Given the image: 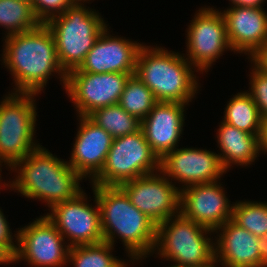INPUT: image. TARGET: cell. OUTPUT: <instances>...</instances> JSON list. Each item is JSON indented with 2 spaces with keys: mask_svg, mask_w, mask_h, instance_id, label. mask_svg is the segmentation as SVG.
I'll use <instances>...</instances> for the list:
<instances>
[{
  "mask_svg": "<svg viewBox=\"0 0 267 267\" xmlns=\"http://www.w3.org/2000/svg\"><path fill=\"white\" fill-rule=\"evenodd\" d=\"M23 1H26L28 2L29 4H32L33 0H23Z\"/></svg>",
  "mask_w": 267,
  "mask_h": 267,
  "instance_id": "obj_40",
  "label": "cell"
},
{
  "mask_svg": "<svg viewBox=\"0 0 267 267\" xmlns=\"http://www.w3.org/2000/svg\"><path fill=\"white\" fill-rule=\"evenodd\" d=\"M165 49L143 44L138 51L135 75L153 92L157 102L188 104L200 87L194 74L198 71L184 53Z\"/></svg>",
  "mask_w": 267,
  "mask_h": 267,
  "instance_id": "obj_4",
  "label": "cell"
},
{
  "mask_svg": "<svg viewBox=\"0 0 267 267\" xmlns=\"http://www.w3.org/2000/svg\"><path fill=\"white\" fill-rule=\"evenodd\" d=\"M35 96L9 92L0 101V163L4 162L9 169L41 146L34 137L37 131Z\"/></svg>",
  "mask_w": 267,
  "mask_h": 267,
  "instance_id": "obj_7",
  "label": "cell"
},
{
  "mask_svg": "<svg viewBox=\"0 0 267 267\" xmlns=\"http://www.w3.org/2000/svg\"><path fill=\"white\" fill-rule=\"evenodd\" d=\"M200 8L188 25L186 59L199 73L208 72L224 51H232L223 14L212 7Z\"/></svg>",
  "mask_w": 267,
  "mask_h": 267,
  "instance_id": "obj_9",
  "label": "cell"
},
{
  "mask_svg": "<svg viewBox=\"0 0 267 267\" xmlns=\"http://www.w3.org/2000/svg\"><path fill=\"white\" fill-rule=\"evenodd\" d=\"M3 47L1 60L15 83L11 92L38 96L48 80L57 73L65 89L67 73L59 63L55 40L46 24L4 37Z\"/></svg>",
  "mask_w": 267,
  "mask_h": 267,
  "instance_id": "obj_1",
  "label": "cell"
},
{
  "mask_svg": "<svg viewBox=\"0 0 267 267\" xmlns=\"http://www.w3.org/2000/svg\"><path fill=\"white\" fill-rule=\"evenodd\" d=\"M160 171V159L152 151L140 129L136 133L113 139L105 164L89 183L120 186L135 178Z\"/></svg>",
  "mask_w": 267,
  "mask_h": 267,
  "instance_id": "obj_8",
  "label": "cell"
},
{
  "mask_svg": "<svg viewBox=\"0 0 267 267\" xmlns=\"http://www.w3.org/2000/svg\"><path fill=\"white\" fill-rule=\"evenodd\" d=\"M221 13L232 51L249 57L267 40V12L263 7L231 5Z\"/></svg>",
  "mask_w": 267,
  "mask_h": 267,
  "instance_id": "obj_19",
  "label": "cell"
},
{
  "mask_svg": "<svg viewBox=\"0 0 267 267\" xmlns=\"http://www.w3.org/2000/svg\"><path fill=\"white\" fill-rule=\"evenodd\" d=\"M223 122L249 134H259L262 116L253 98L246 92H238L228 101Z\"/></svg>",
  "mask_w": 267,
  "mask_h": 267,
  "instance_id": "obj_22",
  "label": "cell"
},
{
  "mask_svg": "<svg viewBox=\"0 0 267 267\" xmlns=\"http://www.w3.org/2000/svg\"><path fill=\"white\" fill-rule=\"evenodd\" d=\"M266 0H239L235 5L249 6V7H262Z\"/></svg>",
  "mask_w": 267,
  "mask_h": 267,
  "instance_id": "obj_34",
  "label": "cell"
},
{
  "mask_svg": "<svg viewBox=\"0 0 267 267\" xmlns=\"http://www.w3.org/2000/svg\"><path fill=\"white\" fill-rule=\"evenodd\" d=\"M40 25L32 5L23 0H0V26L5 28V37L27 32Z\"/></svg>",
  "mask_w": 267,
  "mask_h": 267,
  "instance_id": "obj_25",
  "label": "cell"
},
{
  "mask_svg": "<svg viewBox=\"0 0 267 267\" xmlns=\"http://www.w3.org/2000/svg\"><path fill=\"white\" fill-rule=\"evenodd\" d=\"M2 211L0 209V246L13 258L17 250V231L13 235L9 222Z\"/></svg>",
  "mask_w": 267,
  "mask_h": 267,
  "instance_id": "obj_30",
  "label": "cell"
},
{
  "mask_svg": "<svg viewBox=\"0 0 267 267\" xmlns=\"http://www.w3.org/2000/svg\"><path fill=\"white\" fill-rule=\"evenodd\" d=\"M157 103L153 92L135 75L127 79L118 104L142 121Z\"/></svg>",
  "mask_w": 267,
  "mask_h": 267,
  "instance_id": "obj_26",
  "label": "cell"
},
{
  "mask_svg": "<svg viewBox=\"0 0 267 267\" xmlns=\"http://www.w3.org/2000/svg\"><path fill=\"white\" fill-rule=\"evenodd\" d=\"M78 119L74 148L67 162L83 179L92 181L102 170L114 138L87 116Z\"/></svg>",
  "mask_w": 267,
  "mask_h": 267,
  "instance_id": "obj_17",
  "label": "cell"
},
{
  "mask_svg": "<svg viewBox=\"0 0 267 267\" xmlns=\"http://www.w3.org/2000/svg\"><path fill=\"white\" fill-rule=\"evenodd\" d=\"M31 5L40 24H46L52 18L63 14L74 5V2L72 0H33Z\"/></svg>",
  "mask_w": 267,
  "mask_h": 267,
  "instance_id": "obj_29",
  "label": "cell"
},
{
  "mask_svg": "<svg viewBox=\"0 0 267 267\" xmlns=\"http://www.w3.org/2000/svg\"><path fill=\"white\" fill-rule=\"evenodd\" d=\"M219 181L188 186L180 191V213L215 232L232 219L233 204Z\"/></svg>",
  "mask_w": 267,
  "mask_h": 267,
  "instance_id": "obj_15",
  "label": "cell"
},
{
  "mask_svg": "<svg viewBox=\"0 0 267 267\" xmlns=\"http://www.w3.org/2000/svg\"><path fill=\"white\" fill-rule=\"evenodd\" d=\"M160 172L171 181L181 182L180 191L196 184L221 180L223 169L216 152L198 148H176L160 159Z\"/></svg>",
  "mask_w": 267,
  "mask_h": 267,
  "instance_id": "obj_14",
  "label": "cell"
},
{
  "mask_svg": "<svg viewBox=\"0 0 267 267\" xmlns=\"http://www.w3.org/2000/svg\"><path fill=\"white\" fill-rule=\"evenodd\" d=\"M87 117L113 138L136 133L141 128V121L119 104L96 109Z\"/></svg>",
  "mask_w": 267,
  "mask_h": 267,
  "instance_id": "obj_24",
  "label": "cell"
},
{
  "mask_svg": "<svg viewBox=\"0 0 267 267\" xmlns=\"http://www.w3.org/2000/svg\"><path fill=\"white\" fill-rule=\"evenodd\" d=\"M114 246L106 241L71 246L68 262L73 267H128V262L112 254Z\"/></svg>",
  "mask_w": 267,
  "mask_h": 267,
  "instance_id": "obj_23",
  "label": "cell"
},
{
  "mask_svg": "<svg viewBox=\"0 0 267 267\" xmlns=\"http://www.w3.org/2000/svg\"><path fill=\"white\" fill-rule=\"evenodd\" d=\"M65 244V245H64ZM70 246L46 214L17 231L13 264L25 260L31 267H64Z\"/></svg>",
  "mask_w": 267,
  "mask_h": 267,
  "instance_id": "obj_10",
  "label": "cell"
},
{
  "mask_svg": "<svg viewBox=\"0 0 267 267\" xmlns=\"http://www.w3.org/2000/svg\"><path fill=\"white\" fill-rule=\"evenodd\" d=\"M229 1H231V5H235L239 0H229Z\"/></svg>",
  "mask_w": 267,
  "mask_h": 267,
  "instance_id": "obj_39",
  "label": "cell"
},
{
  "mask_svg": "<svg viewBox=\"0 0 267 267\" xmlns=\"http://www.w3.org/2000/svg\"><path fill=\"white\" fill-rule=\"evenodd\" d=\"M72 1L74 2V4H85L86 2L88 3V1L90 2L91 0H72Z\"/></svg>",
  "mask_w": 267,
  "mask_h": 267,
  "instance_id": "obj_37",
  "label": "cell"
},
{
  "mask_svg": "<svg viewBox=\"0 0 267 267\" xmlns=\"http://www.w3.org/2000/svg\"><path fill=\"white\" fill-rule=\"evenodd\" d=\"M212 233L179 213L157 225L153 253L157 251L159 258L173 261L170 267L215 265Z\"/></svg>",
  "mask_w": 267,
  "mask_h": 267,
  "instance_id": "obj_6",
  "label": "cell"
},
{
  "mask_svg": "<svg viewBox=\"0 0 267 267\" xmlns=\"http://www.w3.org/2000/svg\"><path fill=\"white\" fill-rule=\"evenodd\" d=\"M135 73H87L79 68L67 73L65 91L78 116L118 104L125 83Z\"/></svg>",
  "mask_w": 267,
  "mask_h": 267,
  "instance_id": "obj_11",
  "label": "cell"
},
{
  "mask_svg": "<svg viewBox=\"0 0 267 267\" xmlns=\"http://www.w3.org/2000/svg\"><path fill=\"white\" fill-rule=\"evenodd\" d=\"M108 26L87 53L79 69L87 73H135L138 51L143 45L125 37L109 35Z\"/></svg>",
  "mask_w": 267,
  "mask_h": 267,
  "instance_id": "obj_16",
  "label": "cell"
},
{
  "mask_svg": "<svg viewBox=\"0 0 267 267\" xmlns=\"http://www.w3.org/2000/svg\"><path fill=\"white\" fill-rule=\"evenodd\" d=\"M190 104L157 102L141 121V130L152 151L161 159L179 145L185 123V108Z\"/></svg>",
  "mask_w": 267,
  "mask_h": 267,
  "instance_id": "obj_18",
  "label": "cell"
},
{
  "mask_svg": "<svg viewBox=\"0 0 267 267\" xmlns=\"http://www.w3.org/2000/svg\"><path fill=\"white\" fill-rule=\"evenodd\" d=\"M220 163L227 172L232 165L248 166L260 155L258 134H249L221 121L217 130Z\"/></svg>",
  "mask_w": 267,
  "mask_h": 267,
  "instance_id": "obj_21",
  "label": "cell"
},
{
  "mask_svg": "<svg viewBox=\"0 0 267 267\" xmlns=\"http://www.w3.org/2000/svg\"><path fill=\"white\" fill-rule=\"evenodd\" d=\"M175 183L159 171L127 181L119 187L135 207L159 225L180 213V189Z\"/></svg>",
  "mask_w": 267,
  "mask_h": 267,
  "instance_id": "obj_13",
  "label": "cell"
},
{
  "mask_svg": "<svg viewBox=\"0 0 267 267\" xmlns=\"http://www.w3.org/2000/svg\"><path fill=\"white\" fill-rule=\"evenodd\" d=\"M10 263H13L12 257L0 246V265Z\"/></svg>",
  "mask_w": 267,
  "mask_h": 267,
  "instance_id": "obj_35",
  "label": "cell"
},
{
  "mask_svg": "<svg viewBox=\"0 0 267 267\" xmlns=\"http://www.w3.org/2000/svg\"><path fill=\"white\" fill-rule=\"evenodd\" d=\"M99 14L84 4H74L46 23L55 40L59 63L66 73L80 67L108 26Z\"/></svg>",
  "mask_w": 267,
  "mask_h": 267,
  "instance_id": "obj_5",
  "label": "cell"
},
{
  "mask_svg": "<svg viewBox=\"0 0 267 267\" xmlns=\"http://www.w3.org/2000/svg\"><path fill=\"white\" fill-rule=\"evenodd\" d=\"M92 190L100 209L104 241L115 246V238L121 239L132 264L153 255L157 225L131 203L119 186L92 185Z\"/></svg>",
  "mask_w": 267,
  "mask_h": 267,
  "instance_id": "obj_2",
  "label": "cell"
},
{
  "mask_svg": "<svg viewBox=\"0 0 267 267\" xmlns=\"http://www.w3.org/2000/svg\"><path fill=\"white\" fill-rule=\"evenodd\" d=\"M255 68L267 73V40L249 57H247Z\"/></svg>",
  "mask_w": 267,
  "mask_h": 267,
  "instance_id": "obj_31",
  "label": "cell"
},
{
  "mask_svg": "<svg viewBox=\"0 0 267 267\" xmlns=\"http://www.w3.org/2000/svg\"><path fill=\"white\" fill-rule=\"evenodd\" d=\"M249 91L246 92L253 98L262 118L267 117V73L259 71L254 66L251 68Z\"/></svg>",
  "mask_w": 267,
  "mask_h": 267,
  "instance_id": "obj_28",
  "label": "cell"
},
{
  "mask_svg": "<svg viewBox=\"0 0 267 267\" xmlns=\"http://www.w3.org/2000/svg\"><path fill=\"white\" fill-rule=\"evenodd\" d=\"M9 170L17 172L8 188L21 196L45 202L48 208L76 197L84 180L64 159L42 145L17 161ZM18 170V171H17Z\"/></svg>",
  "mask_w": 267,
  "mask_h": 267,
  "instance_id": "obj_3",
  "label": "cell"
},
{
  "mask_svg": "<svg viewBox=\"0 0 267 267\" xmlns=\"http://www.w3.org/2000/svg\"><path fill=\"white\" fill-rule=\"evenodd\" d=\"M86 197L82 191L73 199L56 203L46 215L64 239L67 238L70 247L104 241L96 196H93L95 206L90 205Z\"/></svg>",
  "mask_w": 267,
  "mask_h": 267,
  "instance_id": "obj_12",
  "label": "cell"
},
{
  "mask_svg": "<svg viewBox=\"0 0 267 267\" xmlns=\"http://www.w3.org/2000/svg\"><path fill=\"white\" fill-rule=\"evenodd\" d=\"M2 166H3V165L0 163V184L3 183V182H1V181H2V180H1V179H2V177H1V172H2L1 167H2ZM1 185H3V186H1ZM1 185H0V189H1V187H4V188H5V187H6V188L8 187V183H5V181H4V183L1 184Z\"/></svg>",
  "mask_w": 267,
  "mask_h": 267,
  "instance_id": "obj_36",
  "label": "cell"
},
{
  "mask_svg": "<svg viewBox=\"0 0 267 267\" xmlns=\"http://www.w3.org/2000/svg\"><path fill=\"white\" fill-rule=\"evenodd\" d=\"M216 233L214 246L217 265L219 262L222 267H261L257 245L259 237L240 227L232 219L219 227L214 235Z\"/></svg>",
  "mask_w": 267,
  "mask_h": 267,
  "instance_id": "obj_20",
  "label": "cell"
},
{
  "mask_svg": "<svg viewBox=\"0 0 267 267\" xmlns=\"http://www.w3.org/2000/svg\"><path fill=\"white\" fill-rule=\"evenodd\" d=\"M232 220L251 234L264 236L267 234V202L236 201Z\"/></svg>",
  "mask_w": 267,
  "mask_h": 267,
  "instance_id": "obj_27",
  "label": "cell"
},
{
  "mask_svg": "<svg viewBox=\"0 0 267 267\" xmlns=\"http://www.w3.org/2000/svg\"><path fill=\"white\" fill-rule=\"evenodd\" d=\"M257 245L260 254L261 267H267V234L259 237Z\"/></svg>",
  "mask_w": 267,
  "mask_h": 267,
  "instance_id": "obj_33",
  "label": "cell"
},
{
  "mask_svg": "<svg viewBox=\"0 0 267 267\" xmlns=\"http://www.w3.org/2000/svg\"><path fill=\"white\" fill-rule=\"evenodd\" d=\"M217 265H199V266H184V267H216Z\"/></svg>",
  "mask_w": 267,
  "mask_h": 267,
  "instance_id": "obj_38",
  "label": "cell"
},
{
  "mask_svg": "<svg viewBox=\"0 0 267 267\" xmlns=\"http://www.w3.org/2000/svg\"><path fill=\"white\" fill-rule=\"evenodd\" d=\"M259 150L263 154L267 153V117L262 118L258 134Z\"/></svg>",
  "mask_w": 267,
  "mask_h": 267,
  "instance_id": "obj_32",
  "label": "cell"
}]
</instances>
